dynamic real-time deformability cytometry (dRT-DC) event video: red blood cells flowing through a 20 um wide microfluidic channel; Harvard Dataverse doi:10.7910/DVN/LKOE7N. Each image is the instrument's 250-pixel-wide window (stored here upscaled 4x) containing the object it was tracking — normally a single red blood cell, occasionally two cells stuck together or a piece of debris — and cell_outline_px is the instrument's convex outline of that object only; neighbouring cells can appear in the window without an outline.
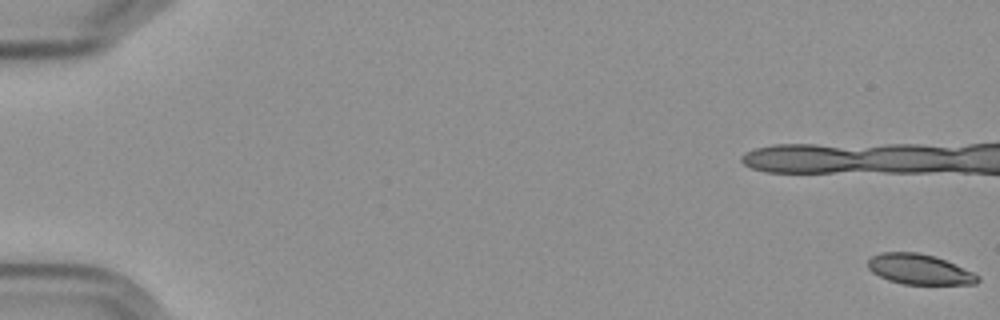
{"species": "Egyptian fruit bat (a non-hibernating species)", "species_latin": "Rousettus aegyptiacus", "temperature_condition": "cold", "stored_images_in_passage": 18, "camera_frame_rate_fps": 3000, "um_per_image_px": 0.085, "frame": {"image": 1, "passage_image": 1, "time_ms": 0.0, "image_size_px": [1000, 320], "cell_outline_px": [[980, 280], [976, 284], [904, 284], [888, 280], [872, 272], [868, 268], [868, 260], [872, 256], [880, 252], [916, 252], [936, 256], [972, 272], [980, 276]], "centroid_in_image_um": [78.14, 22.89], "position_along_channel_um": 6.9, "area_um2": 19.31}}